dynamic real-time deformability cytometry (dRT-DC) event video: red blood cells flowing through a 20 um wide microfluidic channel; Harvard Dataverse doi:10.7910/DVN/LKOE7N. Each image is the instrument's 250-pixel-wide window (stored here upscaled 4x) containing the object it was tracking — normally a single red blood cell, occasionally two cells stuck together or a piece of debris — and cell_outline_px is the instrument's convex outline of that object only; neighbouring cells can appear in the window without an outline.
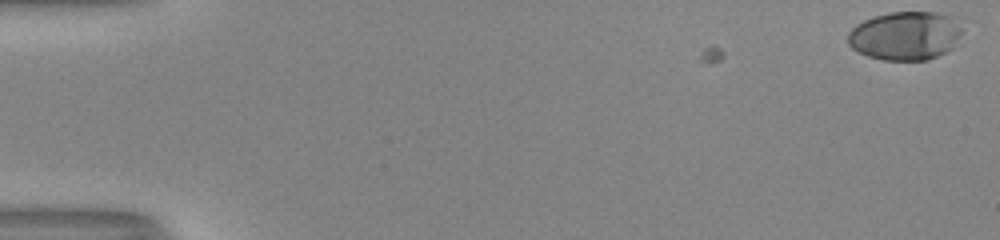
{"species": "human", "species_latin": "Homo sapiens", "temperature_condition": "room temperature", "stored_images_in_passage": 47, "camera_frame_rate_fps": 3000, "um_per_image_px": 0.085, "donor": {"sex": "male"}, "frame": {"image": 1, "passage_image": 1, "time_ms": 0.0, "image_size_px": [1000, 240], "cell_outline_px": [[972, 20], [952, 48], [928, 60], [884, 60], [868, 56], [852, 48], [848, 44], [848, 32], [856, 24], [872, 16], [888, 12], [936, 12], [964, 16]], "centroid_in_image_um": [77.12, 2.98], "position_along_channel_um": 7.9, "area_um2": 33.81}}
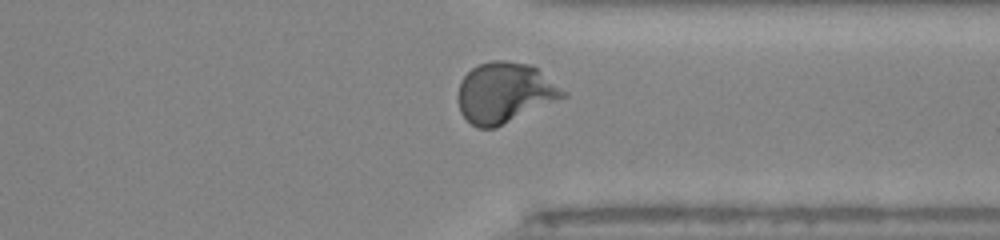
{"frame": {"image": 2, "passage_image": 42, "time_ms": 13.667, "image_size_px": [1000, 240], "cell_outline_px": [[568, 96], [496, 128], [476, 128], [460, 112], [456, 100], [456, 96], [460, 80], [472, 68], [480, 64], [492, 60], [508, 60], [532, 64], [568, 92]], "centroid_in_image_um": [42.9, 7.88], "position_along_channel_um": 368.5, "area_um2": 37.57}}
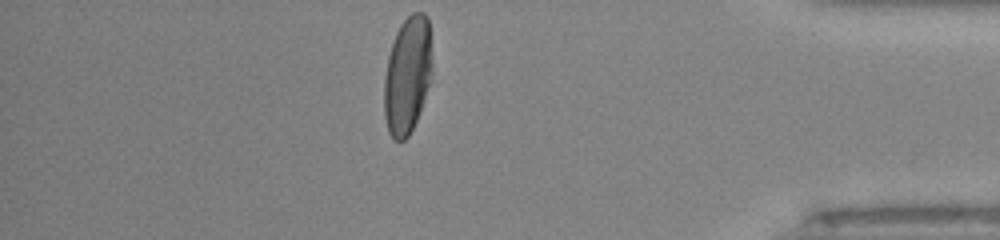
{"frame": {"image": 3, "passage_image": 47, "time_ms": 15.333, "image_size_px": [1000, 240], "cell_outline_px": [[432, 72], [420, 112], [408, 136], [404, 140], [392, 140], [388, 132], [384, 116], [384, 80], [388, 56], [396, 32], [400, 24], [412, 12], [424, 12], [428, 16], [432, 64]], "centroid_in_image_um": [34.62, 6.38], "position_along_channel_um": 400.6, "area_um2": 32.89}, "authors_computed_cell_mechanics": {"area_um2": 34.3332, "velocity_mm_per_s": 4.0082, "shape_relaxation_time_tau1_ms": 4.5426, "shape_relaxation_time_tau2_ms": null, "deformation_change_tau1": 0.2341, "deformation_change_tau2": null}}